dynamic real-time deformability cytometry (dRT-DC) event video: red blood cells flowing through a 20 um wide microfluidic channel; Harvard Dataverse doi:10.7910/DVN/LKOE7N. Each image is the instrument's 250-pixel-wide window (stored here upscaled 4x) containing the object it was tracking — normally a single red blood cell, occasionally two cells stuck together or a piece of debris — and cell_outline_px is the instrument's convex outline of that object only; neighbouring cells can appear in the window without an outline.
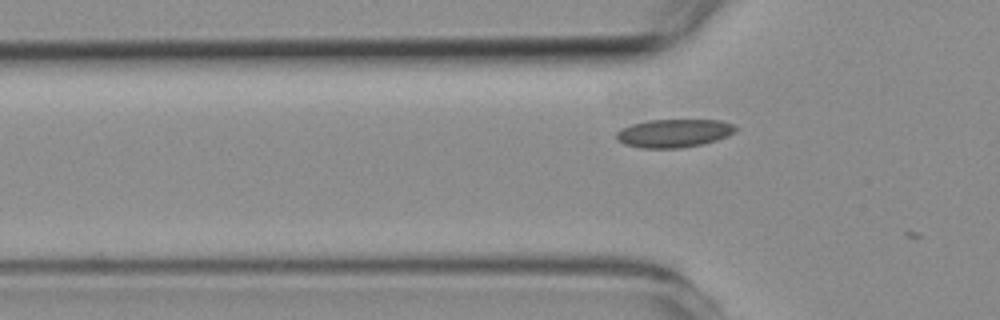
{"species": "common noctule bat (a hibernating species)", "species_latin": "Nyctalus noctula", "temperature_condition": "room temperature", "stored_images_in_passage": 4, "camera_frame_rate_fps": 3000, "um_per_image_px": 0.085, "animal": {"sex": "female", "body_mass_g": 19.3, "forearm_length_mm": 54.1}, "frame": {"image": 1, "passage_image": 4, "time_ms": 4.333, "image_size_px": [1000, 320], "cell_outline_px": [[736, 132], [728, 136], [716, 140], [700, 144], [680, 148], [640, 148], [624, 144], [616, 140], [616, 132], [620, 128], [632, 124], [648, 120], [720, 120], [732, 124], [736, 128]], "centroid_in_image_um": [57.24, 11.32], "position_along_channel_um": 68.6, "area_um2": 19.65}}